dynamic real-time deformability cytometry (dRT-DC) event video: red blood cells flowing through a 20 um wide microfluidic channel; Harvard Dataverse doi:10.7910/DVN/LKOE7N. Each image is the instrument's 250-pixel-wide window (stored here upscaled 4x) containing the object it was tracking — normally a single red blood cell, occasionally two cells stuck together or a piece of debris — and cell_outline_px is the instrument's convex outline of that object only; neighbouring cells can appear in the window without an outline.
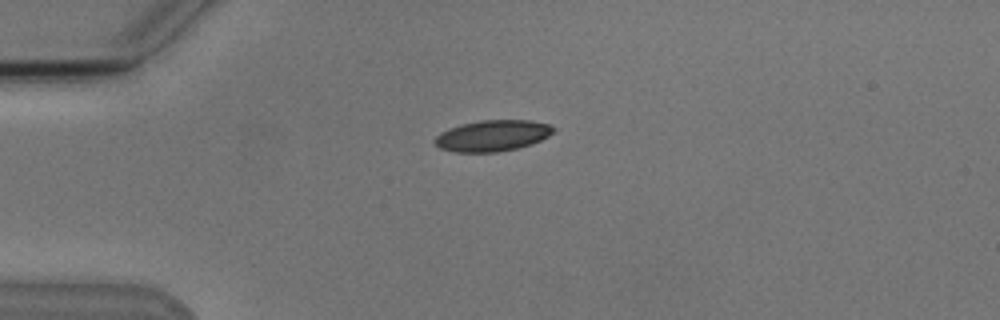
{"species": "Egyptian fruit bat (a non-hibernating species)", "species_latin": "Rousettus aegyptiacus", "temperature_condition": "cold", "stored_images_in_passage": 3, "camera_frame_rate_fps": 3000, "um_per_image_px": 0.085, "animal": {"sex": "male"}, "frame": {"image": 1, "passage_image": 3, "time_ms": 2.667, "image_size_px": [1000, 320], "cell_outline_px": [[556, 128], [548, 136], [532, 144], [520, 148], [496, 152], [456, 152], [440, 148], [432, 140], [440, 132], [464, 124], [480, 120], [528, 120], [548, 124]], "centroid_in_image_um": [41.87, 11.54], "position_along_channel_um": 43.1, "area_um2": 21.39}}